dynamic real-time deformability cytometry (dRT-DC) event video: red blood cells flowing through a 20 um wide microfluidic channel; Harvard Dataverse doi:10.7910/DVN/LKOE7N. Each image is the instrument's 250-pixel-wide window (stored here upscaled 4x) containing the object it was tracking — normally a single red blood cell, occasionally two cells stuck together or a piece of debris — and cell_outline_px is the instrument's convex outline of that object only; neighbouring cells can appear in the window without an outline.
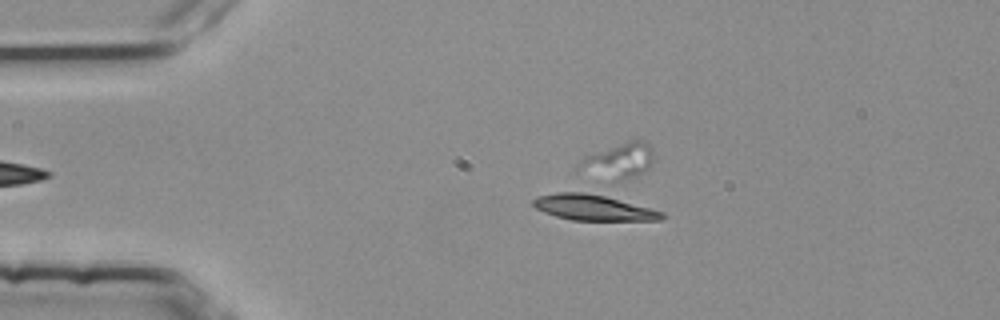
{"species": "common noctule bat (a hibernating species)", "species_latin": "Nyctalus noctula", "temperature_condition": "room temperature", "stored_images_in_passage": 38, "camera_frame_rate_fps": 3000, "um_per_image_px": 0.085, "animal": {"sex": "female", "body_mass_g": 25.1}, "frame": {"image": 1, "passage_image": 3, "time_ms": 0.667, "image_size_px": [1000, 320], "cell_outline_px": [[664, 216], [660, 220], [572, 220], [556, 216], [544, 212], [536, 208], [532, 204], [532, 200], [536, 196], [576, 188], [664, 212]], "centroid_in_image_um": [50.33, 17.59], "position_along_channel_um": 34.7, "area_um2": 19.65}}
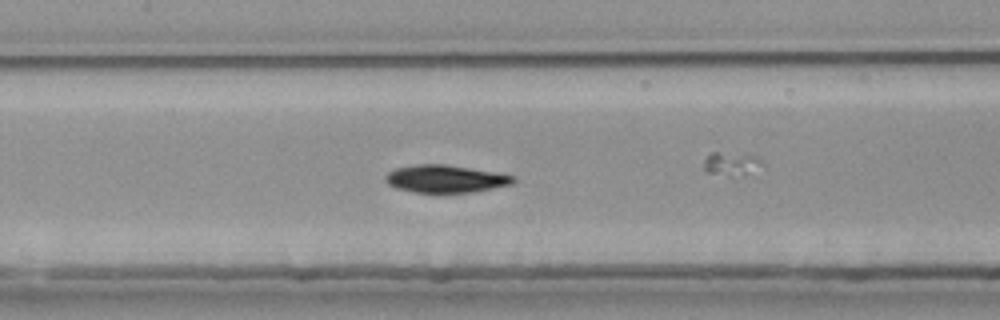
{"frame": {"image": 2, "passage_image": 17, "time_ms": 5.333, "image_size_px": [1000, 320], "cell_outline_px": [[516, 180], [512, 184], [472, 192], [412, 192], [396, 188], [388, 184], [384, 180], [384, 176], [388, 172], [396, 168], [416, 164], [444, 164], [496, 172], [516, 176]], "centroid_in_image_um": [37.85, 15.19], "position_along_channel_um": 169.6, "area_um2": 20.52}, "authors_computed_cell_mechanics": {"area_um2": 21.0392, "velocity_mm_per_s": 3.7926, "shape_relaxation_time_tau1_ms": 5.5685, "shape_relaxation_time_tau2_ms": null, "deformation_change_tau1": 0.1812, "deformation_change_tau2": null}}